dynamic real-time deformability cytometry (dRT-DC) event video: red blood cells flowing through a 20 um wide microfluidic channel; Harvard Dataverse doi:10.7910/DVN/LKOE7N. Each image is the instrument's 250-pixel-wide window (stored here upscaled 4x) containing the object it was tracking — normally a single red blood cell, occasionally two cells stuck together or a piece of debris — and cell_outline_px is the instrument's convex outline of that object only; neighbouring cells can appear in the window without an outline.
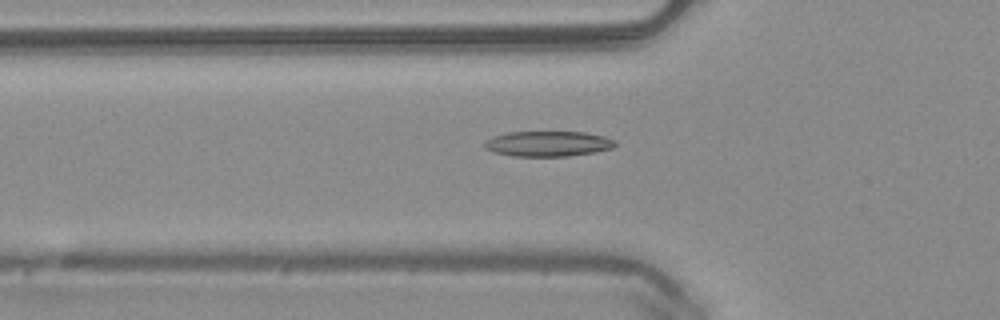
{"species": "common noctule bat (a hibernating species)", "species_latin": "Nyctalus noctula", "temperature_condition": "warm", "stored_images_in_passage": 51, "camera_frame_rate_fps": 3000, "um_per_image_px": 0.085, "animal": {"sex": "male", "body_mass_g": 20.4}, "frame": {"image": 1, "passage_image": 18, "time_ms": 5.667, "image_size_px": [1000, 320], "cell_outline_px": [[616, 144], [612, 148], [596, 152], [568, 156], [512, 156], [496, 152], [488, 148], [484, 144], [484, 140], [492, 136], [508, 132], [584, 132], [604, 136], [616, 140]], "centroid_in_image_um": [46.61, 12.21], "position_along_channel_um": 79.2, "area_um2": 19.25}}
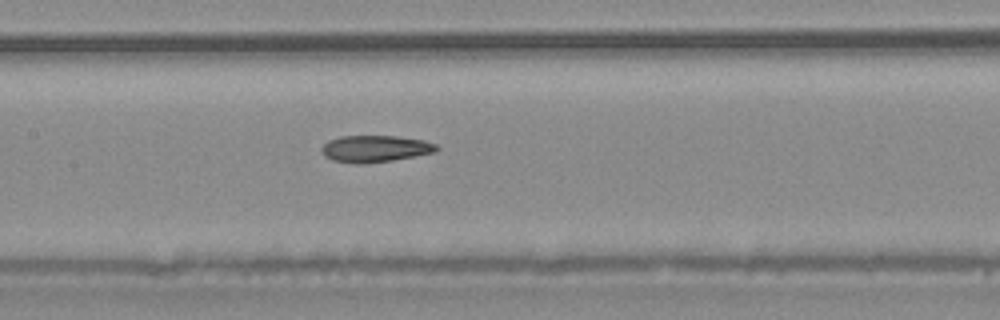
{"frame": {"image": 2, "passage_image": 25, "time_ms": 8.0, "image_size_px": [1000, 320], "cell_outline_px": [[440, 148], [436, 152], [416, 156], [392, 160], [364, 164], [356, 164], [332, 160], [324, 156], [320, 148], [328, 140], [340, 136], [396, 136], [424, 140], [436, 144]], "centroid_in_image_um": [31.88, 12.64], "position_along_channel_um": 175.5, "area_um2": 18.09}}
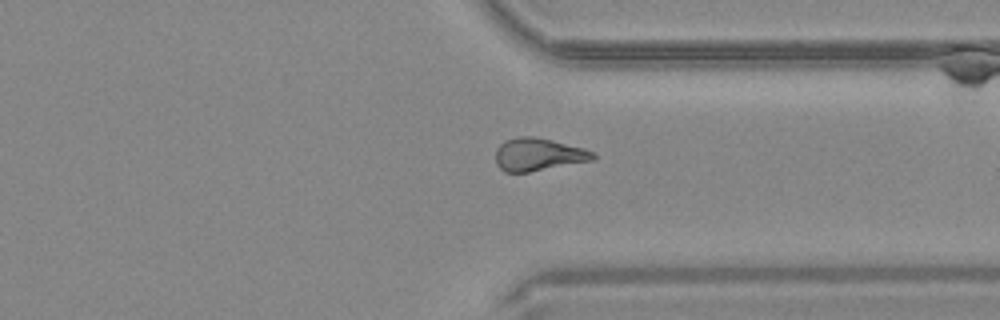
{"frame": {"image": 3, "passage_image": 39, "time_ms": 12.667, "image_size_px": [1000, 320], "cell_outline_px": [[596, 160], [528, 172], [504, 172], [496, 164], [496, 148], [504, 140], [516, 136], [536, 136], [584, 148], [596, 152]], "centroid_in_image_um": [45.78, 13.12], "position_along_channel_um": 365.6, "area_um2": 18.9}, "authors_computed_cell_mechanics": {"area_um2": 18.7272, "velocity_mm_per_s": 4.0747, "shape_relaxation_time_tau1_ms": null, "shape_relaxation_time_tau2_ms": 3.3498, "deformation_change_tau1": null, "deformation_change_tau2": 0.1164}}